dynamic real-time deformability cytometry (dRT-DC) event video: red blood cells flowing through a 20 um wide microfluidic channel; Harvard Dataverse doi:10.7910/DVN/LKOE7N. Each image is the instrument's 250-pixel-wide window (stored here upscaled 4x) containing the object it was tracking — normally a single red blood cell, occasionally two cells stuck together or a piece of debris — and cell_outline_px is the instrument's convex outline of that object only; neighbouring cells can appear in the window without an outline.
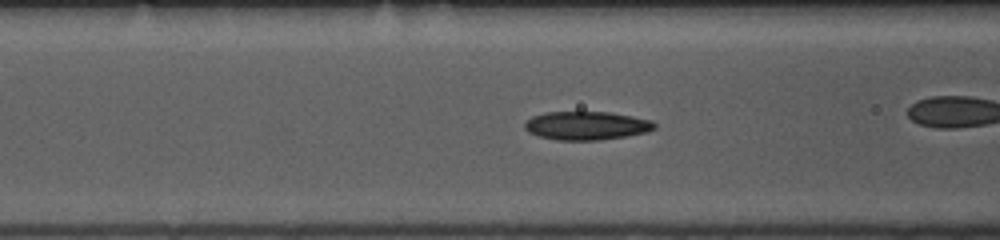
{"species": "common noctule bat (a hibernating species)", "species_latin": "Nyctalus noctula", "temperature_condition": "room temperature", "stored_images_in_passage": 39, "camera_frame_rate_fps": 3000, "um_per_image_px": 0.085, "animal": {"sex": "female", "body_mass_g": 10.0, "forearm_length_mm": 53.1}, "frame": {"image": 1, "passage_image": 6, "time_ms": 1.667, "image_size_px": [1000, 240], "cell_outline_px": [[656, 128], [648, 132], [600, 140], [556, 140], [540, 136], [528, 132], [524, 128], [524, 124], [532, 116], [548, 112], [608, 112], [632, 116], [652, 120], [656, 124]], "centroid_in_image_um": [49.87, 10.68], "position_along_channel_um": 116.7, "area_um2": 21.5}, "authors_computed_cell_mechanics": {"area_um2": 20.519, "velocity_mm_per_s": 3.7849, "shape_relaxation_time_tau1_ms": 6.8595, "shape_relaxation_time_tau2_ms": 4.6035, "deformation_change_tau1": 0.1631, "deformation_change_tau2": 0.1099}}